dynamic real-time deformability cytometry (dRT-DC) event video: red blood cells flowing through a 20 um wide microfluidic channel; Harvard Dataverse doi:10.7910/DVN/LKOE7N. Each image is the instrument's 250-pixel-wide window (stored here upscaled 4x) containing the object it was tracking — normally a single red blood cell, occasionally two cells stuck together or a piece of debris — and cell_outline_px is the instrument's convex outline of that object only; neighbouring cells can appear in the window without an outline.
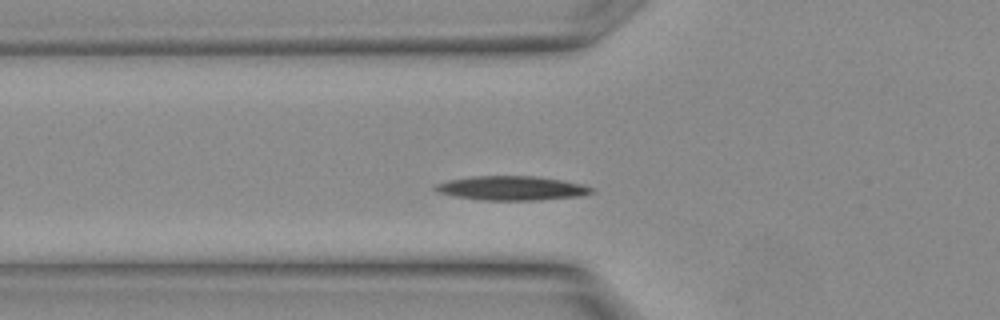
{"species": "Egyptian fruit bat (a non-hibernating species)", "species_latin": "Rousettus aegyptiacus", "temperature_condition": "warm", "stored_images_in_passage": 26, "camera_frame_rate_fps": 3000, "um_per_image_px": 0.085, "animal": {"sex": "female"}, "frame": {"image": 1, "passage_image": 5, "time_ms": 1.333, "image_size_px": [1000, 320], "cell_outline_px": [[592, 192], [580, 196], [536, 200], [480, 200], [456, 196], [436, 192], [432, 188], [436, 184], [448, 180], [472, 176], [536, 176], [564, 180], [580, 184], [592, 188]], "centroid_in_image_um": [43.44, 15.99], "position_along_channel_um": 82.4, "area_um2": 21.96}}
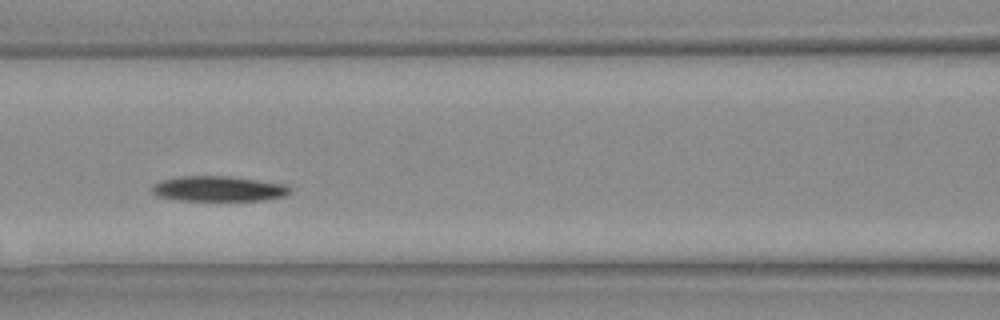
{"frame": {"image": 2, "passage_image": 8, "time_ms": 2.333, "image_size_px": [1000, 320], "cell_outline_px": [[292, 188], [284, 196], [264, 200], [176, 200], [156, 196], [152, 192], [152, 184], [160, 180], [180, 176], [228, 176], [288, 184]], "centroid_in_image_um": [18.54, 16.03], "position_along_channel_um": 148.1, "area_um2": 20.4}}